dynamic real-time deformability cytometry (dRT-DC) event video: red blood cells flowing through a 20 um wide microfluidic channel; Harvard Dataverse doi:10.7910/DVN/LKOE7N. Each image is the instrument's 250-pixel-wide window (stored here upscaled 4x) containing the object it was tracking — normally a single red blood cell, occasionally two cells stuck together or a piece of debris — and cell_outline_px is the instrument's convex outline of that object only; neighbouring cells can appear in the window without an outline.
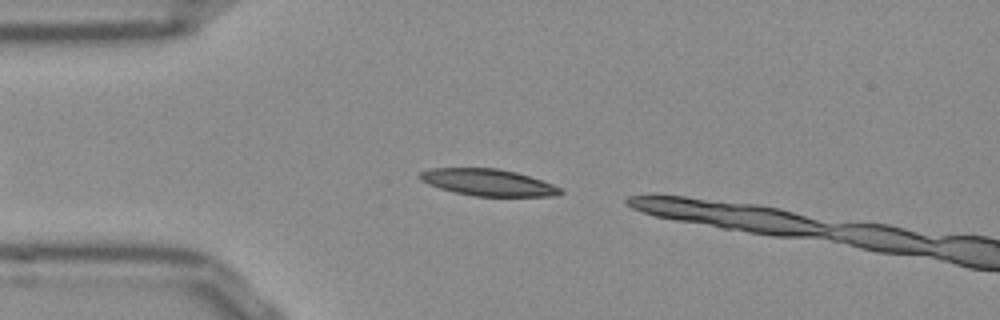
{"species": "Egyptian fruit bat (a non-hibernating species)", "species_latin": "Rousettus aegyptiacus", "temperature_condition": "room temperature", "stored_images_in_passage": 6, "camera_frame_rate_fps": 3000, "um_per_image_px": 0.085, "frame": {"image": 1, "passage_image": 3, "time_ms": 0.667, "image_size_px": [1000, 320], "cell_outline_px": [[564, 192], [556, 196], [472, 196], [440, 188], [428, 184], [420, 180], [420, 172], [428, 168], [496, 168], [516, 172], [552, 184], [560, 188]], "centroid_in_image_um": [41.46, 15.5], "position_along_channel_um": 43.5, "area_um2": 21.73}}